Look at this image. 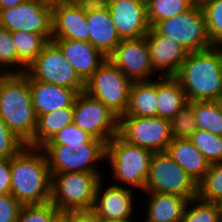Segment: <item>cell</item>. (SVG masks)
Listing matches in <instances>:
<instances>
[{"instance_id": "obj_1", "label": "cell", "mask_w": 222, "mask_h": 222, "mask_svg": "<svg viewBox=\"0 0 222 222\" xmlns=\"http://www.w3.org/2000/svg\"><path fill=\"white\" fill-rule=\"evenodd\" d=\"M51 172L41 148L25 146L11 157V195L22 205L50 201Z\"/></svg>"}, {"instance_id": "obj_2", "label": "cell", "mask_w": 222, "mask_h": 222, "mask_svg": "<svg viewBox=\"0 0 222 222\" xmlns=\"http://www.w3.org/2000/svg\"><path fill=\"white\" fill-rule=\"evenodd\" d=\"M175 77L188 102L222 100V47L189 52Z\"/></svg>"}, {"instance_id": "obj_3", "label": "cell", "mask_w": 222, "mask_h": 222, "mask_svg": "<svg viewBox=\"0 0 222 222\" xmlns=\"http://www.w3.org/2000/svg\"><path fill=\"white\" fill-rule=\"evenodd\" d=\"M0 118L27 146L34 147L37 115L26 73L0 74Z\"/></svg>"}, {"instance_id": "obj_4", "label": "cell", "mask_w": 222, "mask_h": 222, "mask_svg": "<svg viewBox=\"0 0 222 222\" xmlns=\"http://www.w3.org/2000/svg\"><path fill=\"white\" fill-rule=\"evenodd\" d=\"M152 155L150 150L131 145L118 135L114 136L106 144L105 161L109 165L107 167L111 168L113 185L128 186L133 190L135 187L137 191L144 192Z\"/></svg>"}, {"instance_id": "obj_5", "label": "cell", "mask_w": 222, "mask_h": 222, "mask_svg": "<svg viewBox=\"0 0 222 222\" xmlns=\"http://www.w3.org/2000/svg\"><path fill=\"white\" fill-rule=\"evenodd\" d=\"M104 173H51L50 201L62 213L92 211Z\"/></svg>"}, {"instance_id": "obj_6", "label": "cell", "mask_w": 222, "mask_h": 222, "mask_svg": "<svg viewBox=\"0 0 222 222\" xmlns=\"http://www.w3.org/2000/svg\"><path fill=\"white\" fill-rule=\"evenodd\" d=\"M41 149L45 153L51 173L103 172L99 169V162L106 161L105 143L43 145Z\"/></svg>"}, {"instance_id": "obj_7", "label": "cell", "mask_w": 222, "mask_h": 222, "mask_svg": "<svg viewBox=\"0 0 222 222\" xmlns=\"http://www.w3.org/2000/svg\"><path fill=\"white\" fill-rule=\"evenodd\" d=\"M153 28L161 35L180 43L188 52L212 46L203 10L198 1L187 11L157 22Z\"/></svg>"}, {"instance_id": "obj_8", "label": "cell", "mask_w": 222, "mask_h": 222, "mask_svg": "<svg viewBox=\"0 0 222 222\" xmlns=\"http://www.w3.org/2000/svg\"><path fill=\"white\" fill-rule=\"evenodd\" d=\"M144 192L174 194L188 200L198 197V184L169 156L153 153Z\"/></svg>"}, {"instance_id": "obj_9", "label": "cell", "mask_w": 222, "mask_h": 222, "mask_svg": "<svg viewBox=\"0 0 222 222\" xmlns=\"http://www.w3.org/2000/svg\"><path fill=\"white\" fill-rule=\"evenodd\" d=\"M132 83L130 78L107 59L86 81L85 92L121 117L128 105Z\"/></svg>"}, {"instance_id": "obj_10", "label": "cell", "mask_w": 222, "mask_h": 222, "mask_svg": "<svg viewBox=\"0 0 222 222\" xmlns=\"http://www.w3.org/2000/svg\"><path fill=\"white\" fill-rule=\"evenodd\" d=\"M32 80L85 91V82L63 56L60 48L49 41L25 72Z\"/></svg>"}, {"instance_id": "obj_11", "label": "cell", "mask_w": 222, "mask_h": 222, "mask_svg": "<svg viewBox=\"0 0 222 222\" xmlns=\"http://www.w3.org/2000/svg\"><path fill=\"white\" fill-rule=\"evenodd\" d=\"M118 136L153 153L166 152L173 139L170 121L161 117H119Z\"/></svg>"}, {"instance_id": "obj_12", "label": "cell", "mask_w": 222, "mask_h": 222, "mask_svg": "<svg viewBox=\"0 0 222 222\" xmlns=\"http://www.w3.org/2000/svg\"><path fill=\"white\" fill-rule=\"evenodd\" d=\"M73 116L77 127L105 144L118 135L119 117L85 91L75 99Z\"/></svg>"}, {"instance_id": "obj_13", "label": "cell", "mask_w": 222, "mask_h": 222, "mask_svg": "<svg viewBox=\"0 0 222 222\" xmlns=\"http://www.w3.org/2000/svg\"><path fill=\"white\" fill-rule=\"evenodd\" d=\"M0 27L10 32L37 33L52 41V7L26 0L12 8L0 9Z\"/></svg>"}, {"instance_id": "obj_14", "label": "cell", "mask_w": 222, "mask_h": 222, "mask_svg": "<svg viewBox=\"0 0 222 222\" xmlns=\"http://www.w3.org/2000/svg\"><path fill=\"white\" fill-rule=\"evenodd\" d=\"M132 81H149L156 78L146 37L122 39L108 57Z\"/></svg>"}, {"instance_id": "obj_15", "label": "cell", "mask_w": 222, "mask_h": 222, "mask_svg": "<svg viewBox=\"0 0 222 222\" xmlns=\"http://www.w3.org/2000/svg\"><path fill=\"white\" fill-rule=\"evenodd\" d=\"M109 9L121 39H136L147 35L151 28L147 4L142 0H102Z\"/></svg>"}, {"instance_id": "obj_16", "label": "cell", "mask_w": 222, "mask_h": 222, "mask_svg": "<svg viewBox=\"0 0 222 222\" xmlns=\"http://www.w3.org/2000/svg\"><path fill=\"white\" fill-rule=\"evenodd\" d=\"M52 39L89 42L86 0H60L52 7Z\"/></svg>"}, {"instance_id": "obj_17", "label": "cell", "mask_w": 222, "mask_h": 222, "mask_svg": "<svg viewBox=\"0 0 222 222\" xmlns=\"http://www.w3.org/2000/svg\"><path fill=\"white\" fill-rule=\"evenodd\" d=\"M103 178L97 186L95 203L92 211L99 219L134 220V190L112 183L106 187Z\"/></svg>"}, {"instance_id": "obj_18", "label": "cell", "mask_w": 222, "mask_h": 222, "mask_svg": "<svg viewBox=\"0 0 222 222\" xmlns=\"http://www.w3.org/2000/svg\"><path fill=\"white\" fill-rule=\"evenodd\" d=\"M86 23L89 43L107 58L121 42L110 12L102 0H86Z\"/></svg>"}, {"instance_id": "obj_19", "label": "cell", "mask_w": 222, "mask_h": 222, "mask_svg": "<svg viewBox=\"0 0 222 222\" xmlns=\"http://www.w3.org/2000/svg\"><path fill=\"white\" fill-rule=\"evenodd\" d=\"M145 37L154 73L158 77L176 76L189 52L177 41L159 34L153 27Z\"/></svg>"}, {"instance_id": "obj_20", "label": "cell", "mask_w": 222, "mask_h": 222, "mask_svg": "<svg viewBox=\"0 0 222 222\" xmlns=\"http://www.w3.org/2000/svg\"><path fill=\"white\" fill-rule=\"evenodd\" d=\"M79 77L86 81L108 59L89 42L72 39H52Z\"/></svg>"}, {"instance_id": "obj_21", "label": "cell", "mask_w": 222, "mask_h": 222, "mask_svg": "<svg viewBox=\"0 0 222 222\" xmlns=\"http://www.w3.org/2000/svg\"><path fill=\"white\" fill-rule=\"evenodd\" d=\"M32 104L37 116L45 115L60 108H73L79 94L76 90L58 86L29 77Z\"/></svg>"}, {"instance_id": "obj_22", "label": "cell", "mask_w": 222, "mask_h": 222, "mask_svg": "<svg viewBox=\"0 0 222 222\" xmlns=\"http://www.w3.org/2000/svg\"><path fill=\"white\" fill-rule=\"evenodd\" d=\"M166 152L197 184L204 179L210 163L190 139L173 138Z\"/></svg>"}, {"instance_id": "obj_23", "label": "cell", "mask_w": 222, "mask_h": 222, "mask_svg": "<svg viewBox=\"0 0 222 222\" xmlns=\"http://www.w3.org/2000/svg\"><path fill=\"white\" fill-rule=\"evenodd\" d=\"M143 193L148 196L144 222H181L189 201L187 198L158 192Z\"/></svg>"}, {"instance_id": "obj_24", "label": "cell", "mask_w": 222, "mask_h": 222, "mask_svg": "<svg viewBox=\"0 0 222 222\" xmlns=\"http://www.w3.org/2000/svg\"><path fill=\"white\" fill-rule=\"evenodd\" d=\"M157 117L171 121L188 103L185 91L175 76L156 78Z\"/></svg>"}, {"instance_id": "obj_25", "label": "cell", "mask_w": 222, "mask_h": 222, "mask_svg": "<svg viewBox=\"0 0 222 222\" xmlns=\"http://www.w3.org/2000/svg\"><path fill=\"white\" fill-rule=\"evenodd\" d=\"M156 78L133 81L126 111L121 117H157Z\"/></svg>"}, {"instance_id": "obj_26", "label": "cell", "mask_w": 222, "mask_h": 222, "mask_svg": "<svg viewBox=\"0 0 222 222\" xmlns=\"http://www.w3.org/2000/svg\"><path fill=\"white\" fill-rule=\"evenodd\" d=\"M73 118V108H60L48 114L37 116L34 147L41 148L62 128L71 124Z\"/></svg>"}, {"instance_id": "obj_27", "label": "cell", "mask_w": 222, "mask_h": 222, "mask_svg": "<svg viewBox=\"0 0 222 222\" xmlns=\"http://www.w3.org/2000/svg\"><path fill=\"white\" fill-rule=\"evenodd\" d=\"M11 34L18 55V74H22L49 41L37 33L14 31Z\"/></svg>"}, {"instance_id": "obj_28", "label": "cell", "mask_w": 222, "mask_h": 222, "mask_svg": "<svg viewBox=\"0 0 222 222\" xmlns=\"http://www.w3.org/2000/svg\"><path fill=\"white\" fill-rule=\"evenodd\" d=\"M196 129L222 136V100L193 102Z\"/></svg>"}, {"instance_id": "obj_29", "label": "cell", "mask_w": 222, "mask_h": 222, "mask_svg": "<svg viewBox=\"0 0 222 222\" xmlns=\"http://www.w3.org/2000/svg\"><path fill=\"white\" fill-rule=\"evenodd\" d=\"M197 0H149L148 20L153 27L157 22L177 16L189 10Z\"/></svg>"}, {"instance_id": "obj_30", "label": "cell", "mask_w": 222, "mask_h": 222, "mask_svg": "<svg viewBox=\"0 0 222 222\" xmlns=\"http://www.w3.org/2000/svg\"><path fill=\"white\" fill-rule=\"evenodd\" d=\"M221 220L219 203L206 202L196 197L188 201L181 222H221Z\"/></svg>"}, {"instance_id": "obj_31", "label": "cell", "mask_w": 222, "mask_h": 222, "mask_svg": "<svg viewBox=\"0 0 222 222\" xmlns=\"http://www.w3.org/2000/svg\"><path fill=\"white\" fill-rule=\"evenodd\" d=\"M190 140L210 164L222 162V136L196 129Z\"/></svg>"}, {"instance_id": "obj_32", "label": "cell", "mask_w": 222, "mask_h": 222, "mask_svg": "<svg viewBox=\"0 0 222 222\" xmlns=\"http://www.w3.org/2000/svg\"><path fill=\"white\" fill-rule=\"evenodd\" d=\"M198 197L211 203L222 200V162L210 164L204 179L198 184Z\"/></svg>"}, {"instance_id": "obj_33", "label": "cell", "mask_w": 222, "mask_h": 222, "mask_svg": "<svg viewBox=\"0 0 222 222\" xmlns=\"http://www.w3.org/2000/svg\"><path fill=\"white\" fill-rule=\"evenodd\" d=\"M212 46L222 47V0H199Z\"/></svg>"}, {"instance_id": "obj_34", "label": "cell", "mask_w": 222, "mask_h": 222, "mask_svg": "<svg viewBox=\"0 0 222 222\" xmlns=\"http://www.w3.org/2000/svg\"><path fill=\"white\" fill-rule=\"evenodd\" d=\"M0 74H18V55L9 30L0 27Z\"/></svg>"}, {"instance_id": "obj_35", "label": "cell", "mask_w": 222, "mask_h": 222, "mask_svg": "<svg viewBox=\"0 0 222 222\" xmlns=\"http://www.w3.org/2000/svg\"><path fill=\"white\" fill-rule=\"evenodd\" d=\"M171 134L177 139H191L196 130V120L193 114V102H188L170 121Z\"/></svg>"}, {"instance_id": "obj_36", "label": "cell", "mask_w": 222, "mask_h": 222, "mask_svg": "<svg viewBox=\"0 0 222 222\" xmlns=\"http://www.w3.org/2000/svg\"><path fill=\"white\" fill-rule=\"evenodd\" d=\"M62 215L51 202L41 205H23L17 222H56Z\"/></svg>"}, {"instance_id": "obj_37", "label": "cell", "mask_w": 222, "mask_h": 222, "mask_svg": "<svg viewBox=\"0 0 222 222\" xmlns=\"http://www.w3.org/2000/svg\"><path fill=\"white\" fill-rule=\"evenodd\" d=\"M74 143H104L93 138L87 132L77 127L73 122L62 128L45 145H67Z\"/></svg>"}, {"instance_id": "obj_38", "label": "cell", "mask_w": 222, "mask_h": 222, "mask_svg": "<svg viewBox=\"0 0 222 222\" xmlns=\"http://www.w3.org/2000/svg\"><path fill=\"white\" fill-rule=\"evenodd\" d=\"M26 144L6 126L0 118V158L17 155Z\"/></svg>"}, {"instance_id": "obj_39", "label": "cell", "mask_w": 222, "mask_h": 222, "mask_svg": "<svg viewBox=\"0 0 222 222\" xmlns=\"http://www.w3.org/2000/svg\"><path fill=\"white\" fill-rule=\"evenodd\" d=\"M22 206L13 195H0V222H17Z\"/></svg>"}, {"instance_id": "obj_40", "label": "cell", "mask_w": 222, "mask_h": 222, "mask_svg": "<svg viewBox=\"0 0 222 222\" xmlns=\"http://www.w3.org/2000/svg\"><path fill=\"white\" fill-rule=\"evenodd\" d=\"M11 194V158H0V195Z\"/></svg>"}, {"instance_id": "obj_41", "label": "cell", "mask_w": 222, "mask_h": 222, "mask_svg": "<svg viewBox=\"0 0 222 222\" xmlns=\"http://www.w3.org/2000/svg\"><path fill=\"white\" fill-rule=\"evenodd\" d=\"M67 222H99L93 211L67 212Z\"/></svg>"}, {"instance_id": "obj_42", "label": "cell", "mask_w": 222, "mask_h": 222, "mask_svg": "<svg viewBox=\"0 0 222 222\" xmlns=\"http://www.w3.org/2000/svg\"><path fill=\"white\" fill-rule=\"evenodd\" d=\"M25 1L26 0H0V9L12 8Z\"/></svg>"}, {"instance_id": "obj_43", "label": "cell", "mask_w": 222, "mask_h": 222, "mask_svg": "<svg viewBox=\"0 0 222 222\" xmlns=\"http://www.w3.org/2000/svg\"><path fill=\"white\" fill-rule=\"evenodd\" d=\"M30 1H38L44 3L46 6L53 7L60 0H30Z\"/></svg>"}, {"instance_id": "obj_44", "label": "cell", "mask_w": 222, "mask_h": 222, "mask_svg": "<svg viewBox=\"0 0 222 222\" xmlns=\"http://www.w3.org/2000/svg\"><path fill=\"white\" fill-rule=\"evenodd\" d=\"M99 222H136L134 220H107V219H99Z\"/></svg>"}, {"instance_id": "obj_45", "label": "cell", "mask_w": 222, "mask_h": 222, "mask_svg": "<svg viewBox=\"0 0 222 222\" xmlns=\"http://www.w3.org/2000/svg\"><path fill=\"white\" fill-rule=\"evenodd\" d=\"M56 222H67V212L62 213L61 217Z\"/></svg>"}, {"instance_id": "obj_46", "label": "cell", "mask_w": 222, "mask_h": 222, "mask_svg": "<svg viewBox=\"0 0 222 222\" xmlns=\"http://www.w3.org/2000/svg\"><path fill=\"white\" fill-rule=\"evenodd\" d=\"M220 210H221V216H222V200L219 202Z\"/></svg>"}]
</instances>
